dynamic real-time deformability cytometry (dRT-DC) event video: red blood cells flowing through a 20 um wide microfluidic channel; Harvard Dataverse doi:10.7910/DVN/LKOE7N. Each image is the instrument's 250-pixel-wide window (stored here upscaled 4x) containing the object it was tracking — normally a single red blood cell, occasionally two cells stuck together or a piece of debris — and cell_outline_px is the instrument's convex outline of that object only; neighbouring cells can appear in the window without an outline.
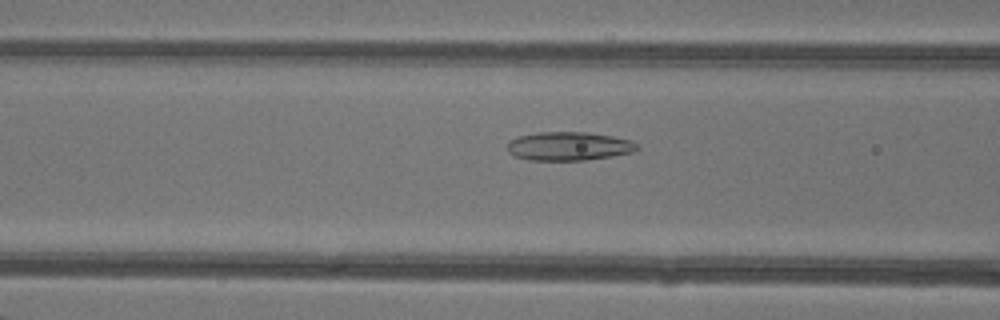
{"species": "common noctule bat (a hibernating species)", "species_latin": "Nyctalus noctula", "temperature_condition": "warm", "stored_images_in_passage": 48, "camera_frame_rate_fps": 3000, "um_per_image_px": 0.085, "animal": {"sex": "female"}, "frame": {"image": 1, "passage_image": 20, "time_ms": 6.333, "image_size_px": [1000, 320], "cell_outline_px": [[640, 148], [632, 152], [584, 160], [528, 160], [516, 156], [508, 152], [508, 140], [516, 136], [536, 132], [588, 132], [612, 136], [632, 140]], "centroid_in_image_um": [48.31, 12.41], "position_along_channel_um": 118.3, "area_um2": 21.68}}
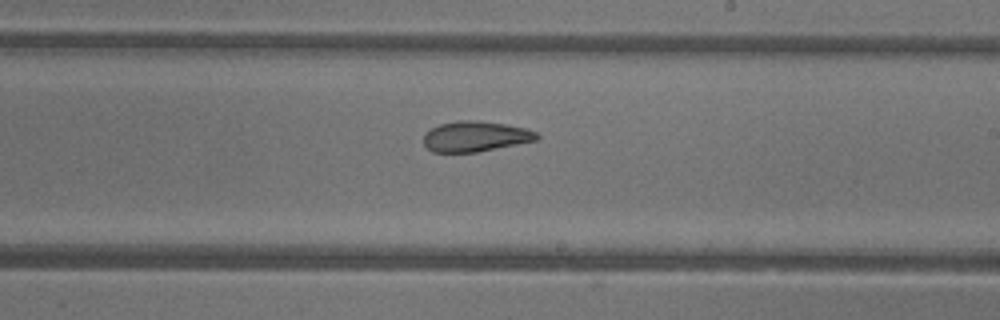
{"frame": {"image": 2, "passage_image": 29, "time_ms": 9.333, "image_size_px": [1000, 320], "cell_outline_px": [[540, 136], [536, 140], [476, 152], [432, 152], [424, 144], [424, 132], [440, 124], [460, 120], [476, 120], [504, 124], [524, 128], [536, 132]], "centroid_in_image_um": [40.37, 11.59], "position_along_channel_um": 248.6, "area_um2": 19.83}}
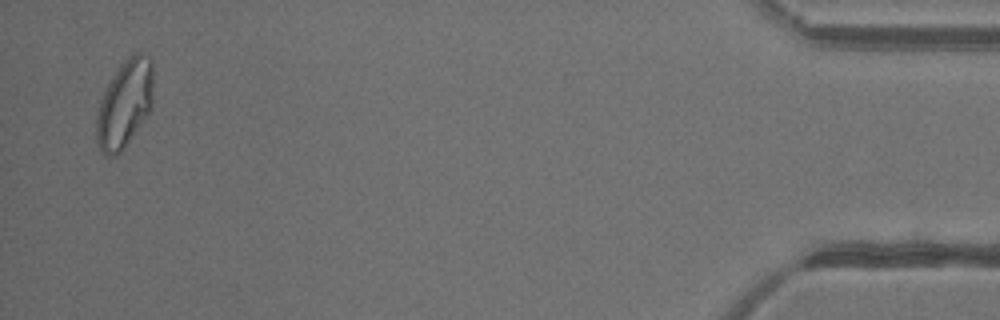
{"frame": {"image": 3, "passage_image": 47, "time_ms": 15.333, "image_size_px": [1000, 320], "cell_outline_px": [[152, 108], [148, 116], [120, 152], [116, 156], [104, 156], [96, 140], [96, 116], [100, 100], [112, 76], [120, 64], [128, 56], [136, 52], [140, 52], [148, 56], [152, 60]], "centroid_in_image_um": [10.6, 8.83], "position_along_channel_um": 424.6, "area_um2": 29.19}, "authors_computed_cell_mechanics": {"area_um2": 24.9407, "velocity_mm_per_s": 4.3412, "shape_relaxation_time_tau1_ms": null, "shape_relaxation_time_tau2_ms": 1.6809, "deformation_change_tau1": null, "deformation_change_tau2": 0.0768}}